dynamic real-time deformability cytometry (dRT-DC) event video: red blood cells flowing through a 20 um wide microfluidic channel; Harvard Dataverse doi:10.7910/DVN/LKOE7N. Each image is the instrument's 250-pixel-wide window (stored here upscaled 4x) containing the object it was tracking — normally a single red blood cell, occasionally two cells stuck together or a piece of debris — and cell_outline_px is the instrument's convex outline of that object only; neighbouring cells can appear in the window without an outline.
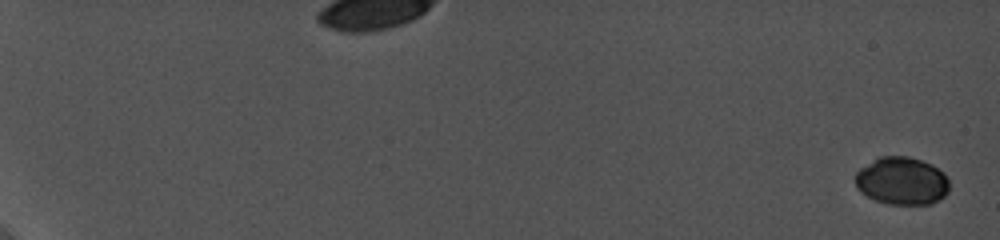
{"species": "common noctule bat (a hibernating species)", "species_latin": "Nyctalus noctula", "temperature_condition": "cold", "stored_images_in_passage": 43, "camera_frame_rate_fps": 5000, "um_per_image_px": 0.085, "animal": {"sex": "female", "body_mass_g": 19.0, "forearm_length_mm": 56.7}, "frame": {"image": 1, "passage_image": 1, "time_ms": 0.0, "image_size_px": [1000, 240], "cell_outline_px": [[948, 192], [940, 200], [932, 204], [888, 204], [876, 200], [860, 192], [856, 188], [856, 172], [860, 168], [880, 156], [908, 156], [932, 164], [944, 172], [948, 180]], "centroid_in_image_um": [76.67, 15.38], "position_along_channel_um": 8.3, "area_um2": 26.24}}
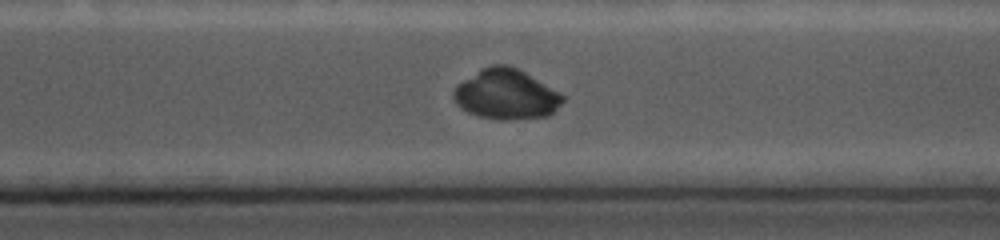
{"frame": {"image": 2, "passage_image": 35, "time_ms": 15.4, "image_size_px": [1000, 240], "cell_outline_px": [[564, 100], [548, 116], [504, 120], [500, 120], [476, 116], [460, 108], [456, 104], [452, 96], [452, 92], [456, 84], [480, 68], [492, 64], [508, 64], [524, 72], [560, 92], [564, 96]], "centroid_in_image_um": [42.96, 8.01], "position_along_channel_um": 327.6, "area_um2": 32.08}}
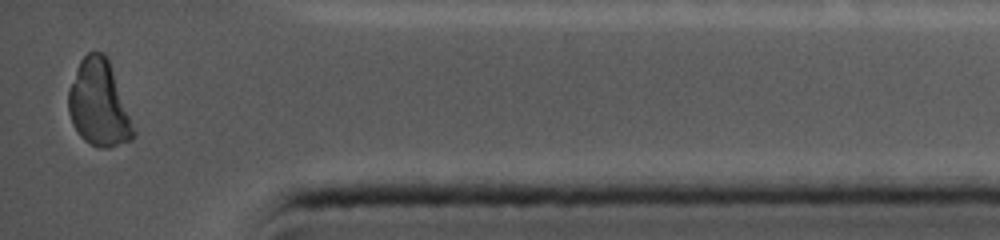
{"frame": {"image": 3, "passage_image": 43, "time_ms": 18.2, "image_size_px": [1000, 240], "cell_outline_px": [[136, 136], [132, 140], [108, 148], [100, 148], [84, 140], [80, 136], [72, 124], [68, 112], [68, 88], [80, 60], [88, 52], [104, 52], [108, 60], [136, 132]], "centroid_in_image_um": [8.38, 8.83], "position_along_channel_um": 426.8, "area_um2": 32.37}}